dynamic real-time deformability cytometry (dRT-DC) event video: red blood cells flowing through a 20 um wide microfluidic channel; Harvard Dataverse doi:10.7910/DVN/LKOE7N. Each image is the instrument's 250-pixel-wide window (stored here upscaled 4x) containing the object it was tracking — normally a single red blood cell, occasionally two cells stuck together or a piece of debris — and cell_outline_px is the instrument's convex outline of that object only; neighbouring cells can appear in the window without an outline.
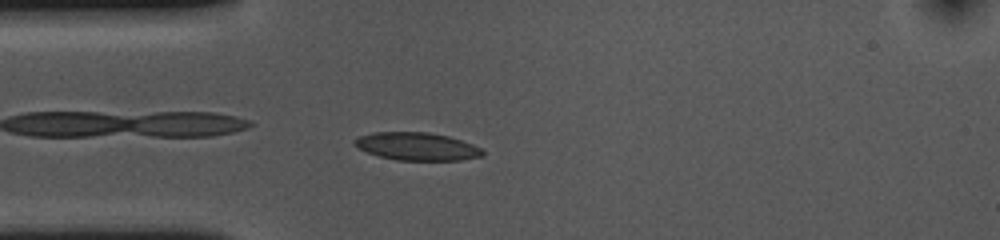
{"species": "common noctule bat (a hibernating species)", "species_latin": "Nyctalus noctula", "temperature_condition": "cold", "stored_images_in_passage": 52, "camera_frame_rate_fps": 3000, "um_per_image_px": 0.085, "animal": {"sex": "female", "body_mass_g": 10.0, "forearm_length_mm": 53.1}, "frame": {"image": 1, "passage_image": 12, "time_ms": 3.667, "image_size_px": [1000, 240], "cell_outline_px": [[484, 156], [460, 160], [396, 160], [380, 156], [368, 152], [360, 148], [352, 140], [360, 136], [372, 132], [428, 132], [448, 136], [472, 144], [480, 148], [484, 152]], "centroid_in_image_um": [35.46, 12.44], "position_along_channel_um": 49.5, "area_um2": 20.58}}
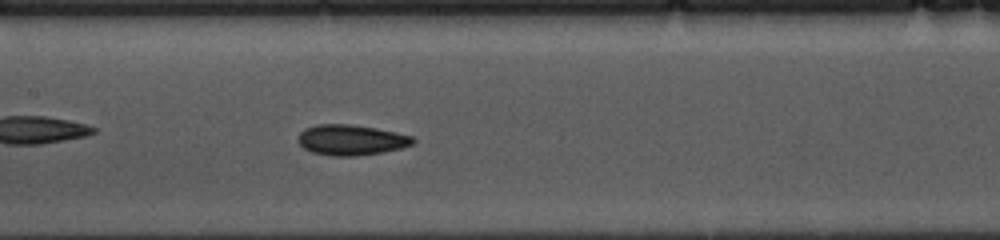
{"frame": {"image": 2, "passage_image": 23, "time_ms": 7.333, "image_size_px": [1000, 240], "cell_outline_px": [[416, 140], [412, 144], [400, 148], [384, 152], [356, 156], [332, 156], [312, 152], [304, 148], [300, 144], [300, 132], [304, 128], [316, 124], [348, 124], [376, 128], [396, 132], [412, 136]], "centroid_in_image_um": [29.86, 11.89], "position_along_channel_um": 177.5, "area_um2": 20.35}}
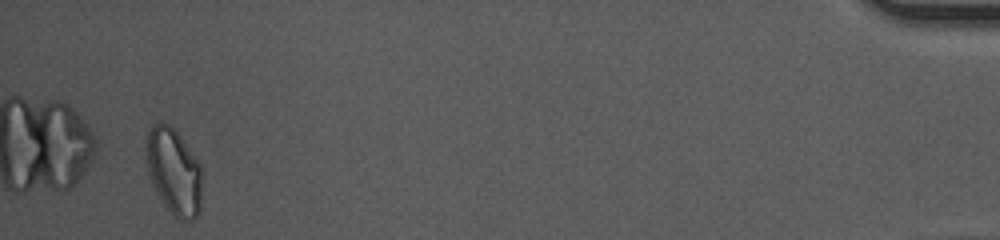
{"frame": {"image": 3, "passage_image": 50, "time_ms": 16.333, "image_size_px": [1000, 240], "cell_outline_px": [[200, 212], [192, 220], [180, 220], [164, 204], [148, 172], [148, 132], [152, 124], [160, 120], [168, 124], [176, 132], [200, 164]], "centroid_in_image_um": [14.79, 14.57], "position_along_channel_um": 420.4, "area_um2": 26.93}, "authors_computed_cell_mechanics": {"area_um2": 20.2011, "velocity_mm_per_s": 3.6435, "shape_relaxation_time_tau1_ms": 2.6948, "shape_relaxation_time_tau2_ms": 3.1267, "deformation_change_tau1": 0.118, "deformation_change_tau2": 0.0985}}